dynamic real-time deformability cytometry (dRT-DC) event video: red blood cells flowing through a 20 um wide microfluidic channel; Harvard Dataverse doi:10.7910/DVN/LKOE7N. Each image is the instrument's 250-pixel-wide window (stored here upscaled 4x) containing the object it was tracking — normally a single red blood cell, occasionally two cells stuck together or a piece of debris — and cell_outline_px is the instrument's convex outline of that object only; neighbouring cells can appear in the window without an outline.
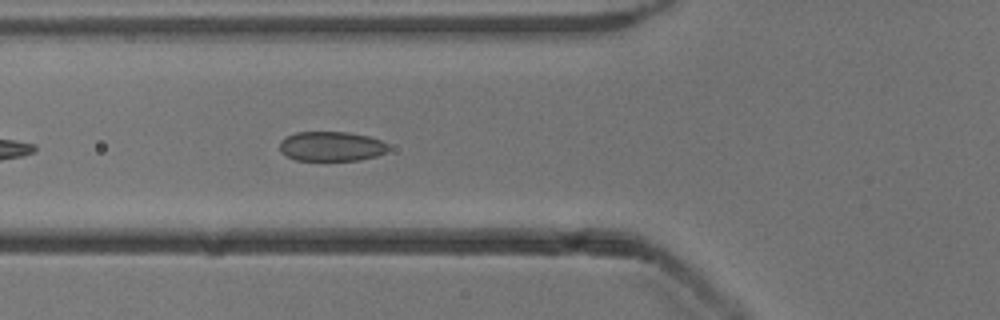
{"species": "common noctule bat (a hibernating species)", "species_latin": "Nyctalus noctula", "temperature_condition": "cold", "stored_images_in_passage": 22, "camera_frame_rate_fps": 3000, "um_per_image_px": 0.085, "animal": {"sex": "male", "body_mass_g": 13.3}, "frame": {"image": 1, "passage_image": 6, "time_ms": 1.667, "image_size_px": [1000, 320], "cell_outline_px": [[388, 148], [384, 152], [376, 156], [360, 160], [296, 160], [280, 152], [280, 140], [296, 132], [348, 132], [368, 136], [380, 140], [388, 144]], "centroid_in_image_um": [28.15, 12.43], "position_along_channel_um": 97.7, "area_um2": 18.67}}
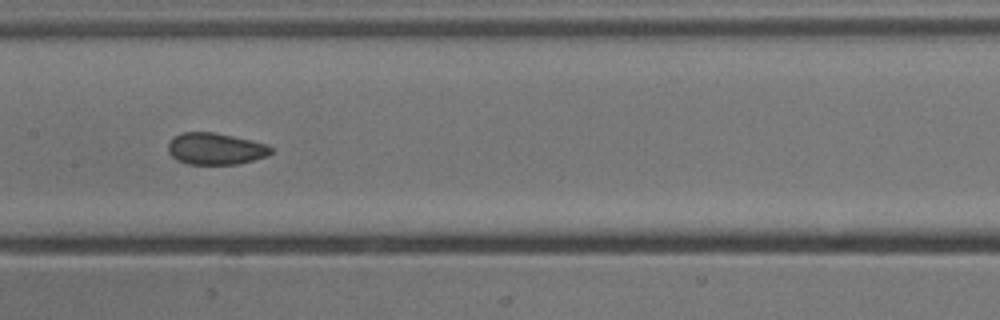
{"frame": {"image": 2, "passage_image": 13, "time_ms": 4.0, "image_size_px": [1000, 320], "cell_outline_px": [[272, 152], [268, 156], [236, 164], [188, 164], [176, 160], [168, 152], [168, 144], [176, 136], [184, 132], [212, 132], [232, 136], [264, 144], [272, 148]], "centroid_in_image_um": [18.29, 12.66], "position_along_channel_um": 189.1, "area_um2": 18.67}}
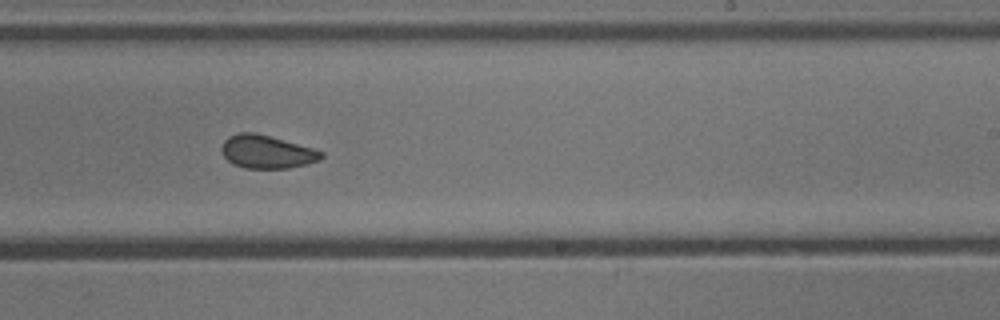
{"frame": {"image": 3, "passage_image": 19, "time_ms": 6.0, "image_size_px": [1000, 320], "cell_outline_px": [[324, 156], [320, 160], [308, 164], [288, 168], [248, 168], [236, 164], [228, 160], [224, 156], [224, 140], [228, 136], [240, 132], [252, 132], [268, 136], [312, 148], [324, 152]], "centroid_in_image_um": [22.73, 12.91], "position_along_channel_um": 266.3, "area_um2": 18.79}}